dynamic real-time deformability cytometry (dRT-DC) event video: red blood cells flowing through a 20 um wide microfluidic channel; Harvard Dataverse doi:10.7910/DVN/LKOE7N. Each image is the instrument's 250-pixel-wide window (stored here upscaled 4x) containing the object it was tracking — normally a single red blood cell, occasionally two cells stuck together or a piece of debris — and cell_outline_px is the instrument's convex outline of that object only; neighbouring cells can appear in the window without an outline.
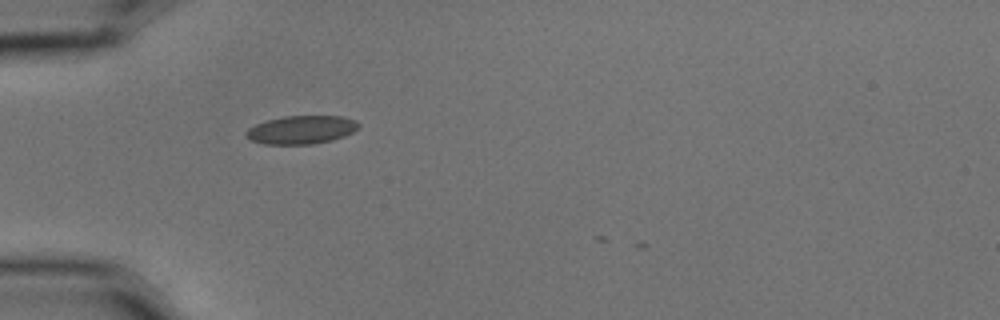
{"species": "common noctule bat (a hibernating species)", "species_latin": "Nyctalus noctula", "temperature_condition": "cold", "stored_images_in_passage": 2, "camera_frame_rate_fps": 3000, "um_per_image_px": 0.085, "animal": {"sex": "male", "body_mass_g": 15.6}, "frame": {"image": 1, "passage_image": 1, "time_ms": 0.0, "image_size_px": [1000, 320], "cell_outline_px": [[360, 128], [344, 136], [332, 140], [312, 144], [264, 144], [252, 140], [244, 136], [244, 132], [248, 128], [256, 124], [268, 120], [284, 116], [340, 116], [356, 120], [360, 124]], "centroid_in_image_um": [25.62, 11.03], "position_along_channel_um": 59.4, "area_um2": 18.61}}